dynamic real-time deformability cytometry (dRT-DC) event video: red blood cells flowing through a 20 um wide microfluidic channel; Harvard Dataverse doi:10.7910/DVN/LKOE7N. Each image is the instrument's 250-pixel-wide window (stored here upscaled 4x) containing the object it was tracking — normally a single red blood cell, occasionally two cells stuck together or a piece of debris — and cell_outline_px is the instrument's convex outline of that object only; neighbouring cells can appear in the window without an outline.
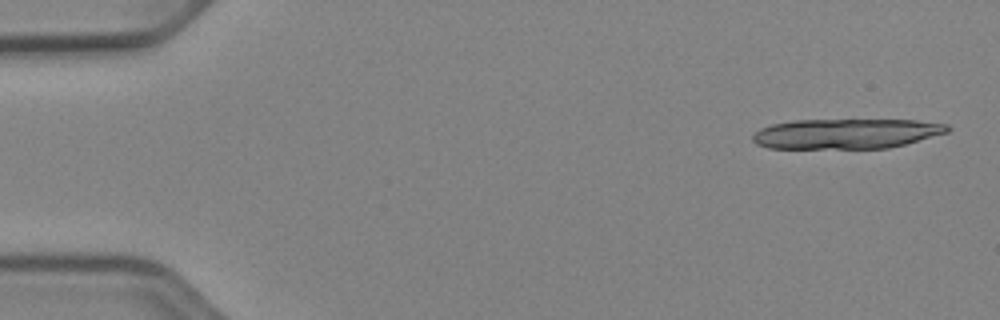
{"species": "Egyptian fruit bat (a non-hibernating species)", "species_latin": "Rousettus aegyptiacus", "temperature_condition": "cold", "stored_images_in_passage": 18, "camera_frame_rate_fps": 3000, "um_per_image_px": 0.085, "animal": {"sex": "female"}, "frame": {"image": 1, "passage_image": 2, "time_ms": 0.333, "image_size_px": [1000, 320], "cell_outline_px": [[952, 128], [948, 132], [904, 144], [888, 148], [768, 148], [756, 144], [752, 140], [752, 136], [760, 128], [772, 124], [796, 120], [916, 120], [948, 124]], "centroid_in_image_um": [71.93, 11.36], "position_along_channel_um": 13.1, "area_um2": 33.99}}